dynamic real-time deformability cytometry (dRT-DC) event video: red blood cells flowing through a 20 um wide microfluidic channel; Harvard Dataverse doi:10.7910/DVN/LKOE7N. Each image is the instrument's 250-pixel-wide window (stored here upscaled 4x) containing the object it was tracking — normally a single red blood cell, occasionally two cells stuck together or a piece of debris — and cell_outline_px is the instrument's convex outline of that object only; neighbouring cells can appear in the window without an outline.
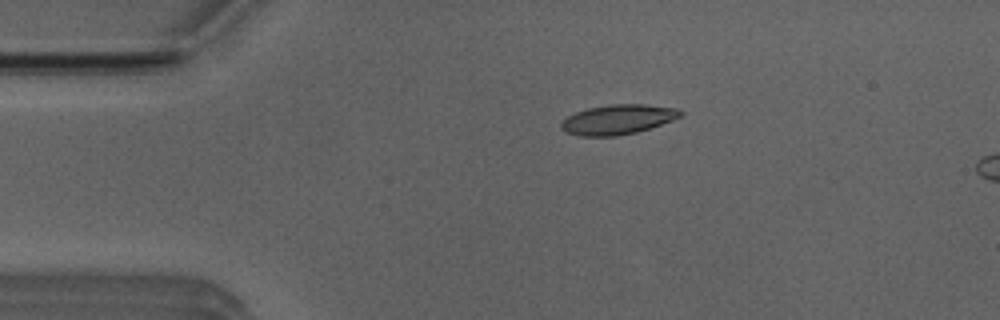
{"species": "Egyptian fruit bat (a non-hibernating species)", "species_latin": "Rousettus aegyptiacus", "temperature_condition": "room temperature", "stored_images_in_passage": 8, "camera_frame_rate_fps": 3000, "um_per_image_px": 0.085, "animal": {"sex": "male"}, "frame": {"image": 1, "passage_image": 4, "time_ms": 1.0, "image_size_px": [1000, 320], "cell_outline_px": [[684, 112], [680, 116], [672, 120], [636, 132], [616, 136], [580, 136], [568, 132], [560, 128], [560, 124], [568, 116], [576, 112], [588, 108], [612, 104], [644, 104], [676, 108]], "centroid_in_image_um": [52.51, 10.15], "position_along_channel_um": 32.5, "area_um2": 20.4}}